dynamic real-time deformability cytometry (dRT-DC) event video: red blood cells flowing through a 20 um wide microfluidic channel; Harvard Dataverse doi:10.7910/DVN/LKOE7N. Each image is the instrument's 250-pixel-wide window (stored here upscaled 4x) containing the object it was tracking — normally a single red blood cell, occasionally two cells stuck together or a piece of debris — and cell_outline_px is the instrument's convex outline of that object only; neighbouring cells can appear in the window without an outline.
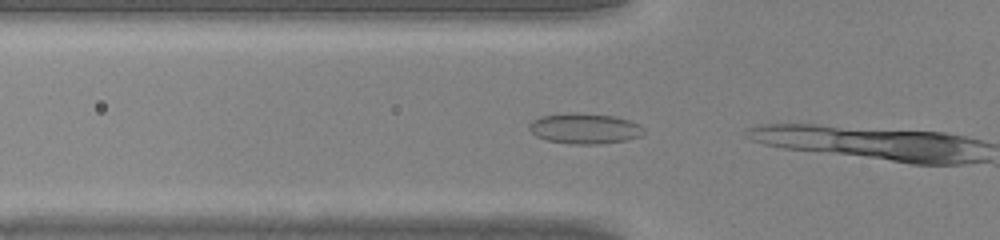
{"species": "common noctule bat (a hibernating species)", "species_latin": "Nyctalus noctula", "temperature_condition": "warm", "stored_images_in_passage": 4, "camera_frame_rate_fps": 3000, "um_per_image_px": 0.085, "animal": {"sex": "male", "body_mass_g": 20.0, "forearm_length_mm": 53.3}, "frame": {"image": 1, "passage_image": 2, "time_ms": 0.333, "image_size_px": [1000, 240], "cell_outline_px": [[644, 132], [640, 136], [628, 140], [600, 144], [568, 144], [548, 140], [536, 136], [528, 128], [528, 124], [532, 120], [540, 116], [572, 112], [576, 112], [612, 116], [628, 120], [640, 124], [644, 128]], "centroid_in_image_um": [49.68, 10.92], "position_along_channel_um": 76.1, "area_um2": 20.52}}